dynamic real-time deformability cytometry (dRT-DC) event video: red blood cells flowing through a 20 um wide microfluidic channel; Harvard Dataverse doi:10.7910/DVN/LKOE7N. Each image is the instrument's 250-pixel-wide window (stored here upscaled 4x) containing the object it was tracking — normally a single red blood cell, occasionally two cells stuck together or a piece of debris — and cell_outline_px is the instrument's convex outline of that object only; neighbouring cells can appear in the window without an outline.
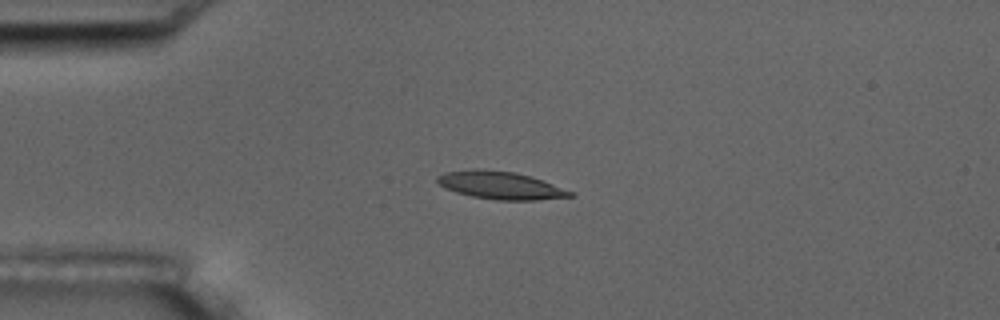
{"species": "common noctule bat (a hibernating species)", "species_latin": "Nyctalus noctula", "temperature_condition": "room temperature", "stored_images_in_passage": 2, "camera_frame_rate_fps": 3000, "um_per_image_px": 0.085, "animal": {"sex": "male", "body_mass_g": 17.5, "forearm_length_mm": 52.3}, "frame": {"image": 1, "passage_image": 1, "time_ms": 0.0, "image_size_px": [1000, 320], "cell_outline_px": [[576, 196], [536, 200], [496, 200], [472, 196], [456, 192], [440, 184], [436, 180], [436, 176], [444, 172], [472, 168], [480, 168], [516, 172], [532, 176], [576, 192]], "centroid_in_image_um": [42.59, 15.74], "position_along_channel_um": 42.4, "area_um2": 21.79}}